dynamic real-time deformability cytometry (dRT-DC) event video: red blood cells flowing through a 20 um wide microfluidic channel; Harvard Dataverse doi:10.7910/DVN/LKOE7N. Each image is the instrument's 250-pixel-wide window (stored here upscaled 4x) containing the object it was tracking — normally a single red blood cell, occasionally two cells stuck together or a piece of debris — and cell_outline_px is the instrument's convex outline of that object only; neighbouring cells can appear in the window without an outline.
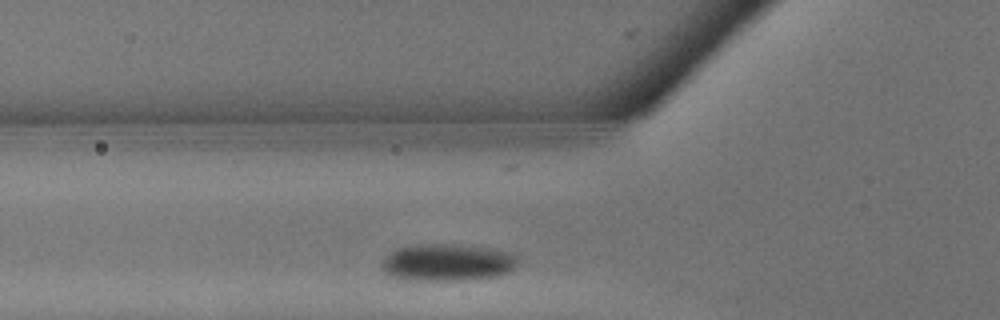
{"species": "common noctule bat (a hibernating species)", "species_latin": "Nyctalus noctula", "temperature_condition": "warm", "stored_images_in_passage": 6, "camera_frame_rate_fps": 3000, "um_per_image_px": 0.085, "animal": {"sex": "male", "body_mass_g": 13.3}, "frame": {"image": 1, "passage_image": 4, "time_ms": 1.0, "image_size_px": [1000, 320], "cell_outline_px": [[516, 264], [508, 272], [500, 276], [464, 280], [404, 280], [392, 276], [384, 268], [384, 260], [392, 252], [400, 248], [416, 244], [460, 244], [492, 248], [508, 252], [516, 256]], "centroid_in_image_um": [38.08, 22.3], "position_along_channel_um": 87.7, "area_um2": 29.13}}
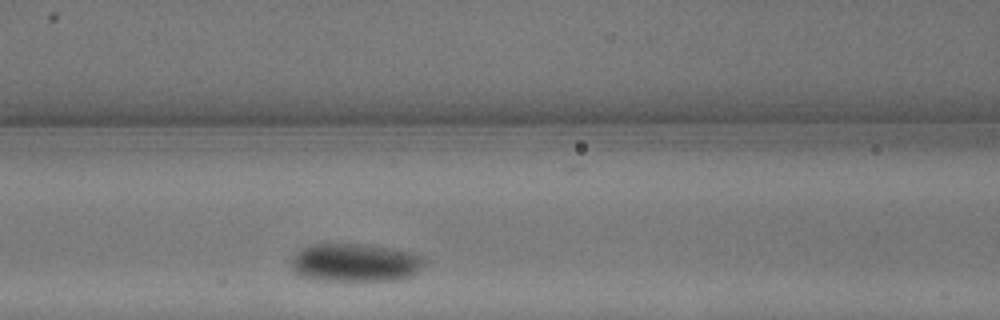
{"frame": {"image": 2, "passage_image": 6, "time_ms": 1.667, "image_size_px": [1000, 320], "cell_outline_px": [[424, 264], [412, 276], [396, 280], [316, 280], [300, 276], [292, 268], [292, 256], [296, 252], [312, 244], [364, 244], [392, 248], [412, 252], [424, 256]], "centroid_in_image_um": [30.2, 22.32], "position_along_channel_um": 136.4, "area_um2": 29.65}}